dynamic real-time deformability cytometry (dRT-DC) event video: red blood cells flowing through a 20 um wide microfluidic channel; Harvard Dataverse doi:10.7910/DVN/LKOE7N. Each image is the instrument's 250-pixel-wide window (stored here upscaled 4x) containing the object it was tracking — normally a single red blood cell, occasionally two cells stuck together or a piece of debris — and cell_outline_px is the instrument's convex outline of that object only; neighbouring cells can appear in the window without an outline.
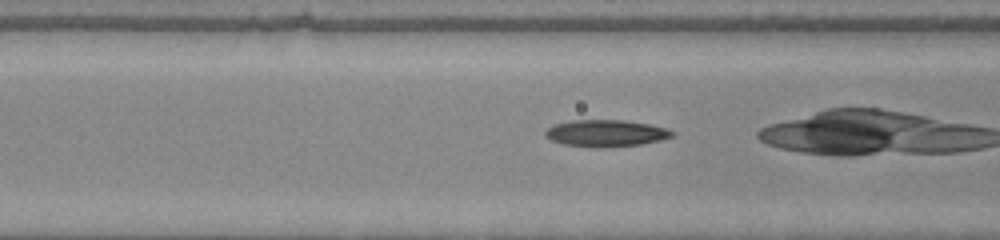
{"species": "common noctule bat (a hibernating species)", "species_latin": "Nyctalus noctula", "temperature_condition": "warm", "stored_images_in_passage": 31, "camera_frame_rate_fps": 3000, "um_per_image_px": 0.085, "animal": {"sex": "male", "body_mass_g": 20.0, "forearm_length_mm": 53.3}, "frame": {"image": 1, "passage_image": 10, "time_ms": 3.0, "image_size_px": [1000, 240], "cell_outline_px": [[676, 136], [660, 140], [640, 144], [564, 144], [552, 140], [544, 136], [544, 132], [548, 128], [556, 124], [572, 120], [624, 120], [648, 124], [668, 128], [676, 132]], "centroid_in_image_um": [51.57, 11.26], "position_along_channel_um": 115.0, "area_um2": 18.73}}
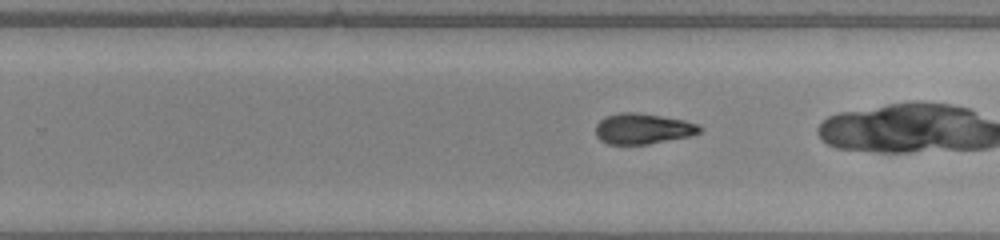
{"frame": {"image": 2, "passage_image": 22, "time_ms": 7.0, "image_size_px": [1000, 240], "cell_outline_px": [[704, 128], [700, 132], [688, 136], [648, 144], [608, 144], [600, 140], [596, 136], [596, 124], [604, 116], [620, 112], [636, 112], [684, 120], [700, 124]], "centroid_in_image_um": [54.63, 10.93], "position_along_channel_um": 275.2, "area_um2": 18.61}, "authors_computed_cell_mechanics": {"area_um2": 19.074, "velocity_mm_per_s": 4.0059, "shape_relaxation_time_tau1_ms": null, "shape_relaxation_time_tau2_ms": 3.9635, "deformation_change_tau1": null, "deformation_change_tau2": 0.1169}}